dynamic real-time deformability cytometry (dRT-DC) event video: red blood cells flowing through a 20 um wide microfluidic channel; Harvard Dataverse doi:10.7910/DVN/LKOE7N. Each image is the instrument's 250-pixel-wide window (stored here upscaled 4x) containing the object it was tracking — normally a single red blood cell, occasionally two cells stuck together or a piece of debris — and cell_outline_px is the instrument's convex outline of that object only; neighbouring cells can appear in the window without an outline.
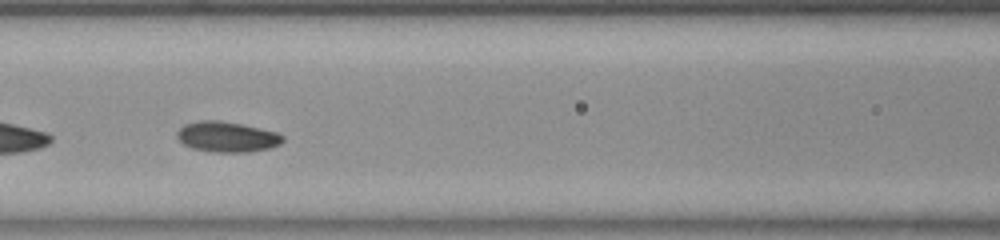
{"species": "common noctule bat (a hibernating species)", "species_latin": "Nyctalus noctula", "temperature_condition": "room temperature", "stored_images_in_passage": 46, "segment_of_instrument_passage": [2, 2], "camera_frame_rate_fps": 3000, "um_per_image_px": 0.085, "animal": {"sex": "female", "body_mass_g": 23.0, "forearm_length_mm": 53.4}, "frame": {"image": 1, "passage_image": 16, "time_ms": 5.0, "image_size_px": [1000, 240], "cell_outline_px": [[284, 140], [280, 144], [268, 148], [248, 152], [216, 152], [192, 148], [184, 144], [176, 136], [176, 132], [184, 124], [200, 120], [220, 120], [240, 124], [276, 132], [284, 136]], "centroid_in_image_um": [19.27, 11.62], "position_along_channel_um": 147.3, "area_um2": 18.61}}
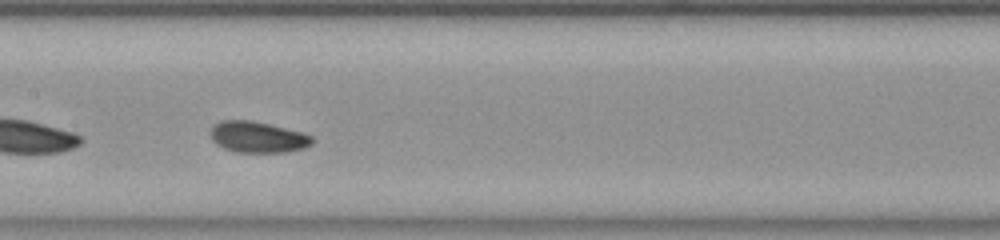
{"frame": {"image": 2, "passage_image": 19, "time_ms": 6.0, "image_size_px": [1000, 240], "cell_outline_px": [[312, 144], [304, 148], [284, 152], [236, 152], [224, 148], [212, 140], [212, 124], [220, 120], [252, 120], [300, 132], [312, 136]], "centroid_in_image_um": [21.88, 11.64], "position_along_channel_um": 185.5, "area_um2": 18.21}}
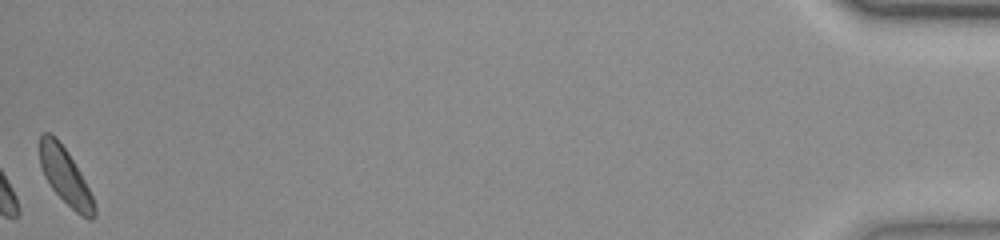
{"frame": {"image": 3, "passage_image": 46, "time_ms": 15.0, "image_size_px": [1000, 240], "cell_outline_px": [[96, 216], [92, 220], [88, 220], [80, 216], [52, 188], [44, 176], [40, 164], [40, 136], [44, 132], [48, 132], [56, 136], [68, 152], [80, 172], [92, 196], [96, 208]], "centroid_in_image_um": [5.56, 14.99], "position_along_channel_um": 429.6, "area_um2": 17.8}}